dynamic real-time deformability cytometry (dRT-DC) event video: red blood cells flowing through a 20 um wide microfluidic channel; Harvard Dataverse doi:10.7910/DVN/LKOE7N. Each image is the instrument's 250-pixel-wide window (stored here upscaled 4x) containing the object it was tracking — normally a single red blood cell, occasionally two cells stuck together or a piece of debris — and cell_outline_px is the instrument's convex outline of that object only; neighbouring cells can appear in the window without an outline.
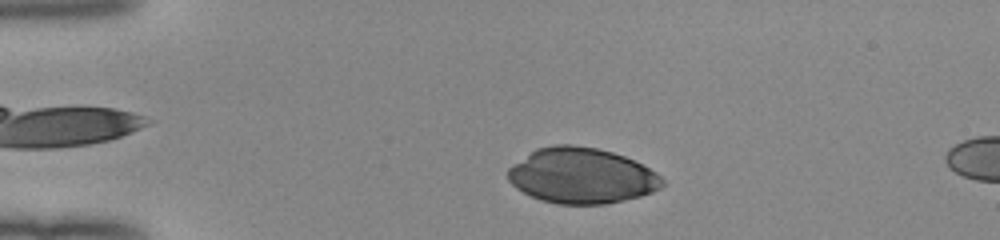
{"species": "human", "species_latin": "Homo sapiens", "temperature_condition": "room temperature", "stored_images_in_passage": 10, "camera_frame_rate_fps": 3000, "um_per_image_px": 0.085, "donor": {"sex": "female"}, "frame": {"image": 1, "passage_image": 5, "time_ms": 1.333, "image_size_px": [1000, 240], "cell_outline_px": [[664, 184], [660, 188], [652, 192], [640, 196], [624, 200], [604, 204], [560, 204], [540, 200], [516, 188], [508, 180], [508, 168], [512, 164], [536, 148], [552, 144], [572, 144], [596, 148], [612, 152], [624, 156], [656, 172], [664, 180]], "centroid_in_image_um": [49.41, 14.93], "position_along_channel_um": 35.6, "area_um2": 49.94}}